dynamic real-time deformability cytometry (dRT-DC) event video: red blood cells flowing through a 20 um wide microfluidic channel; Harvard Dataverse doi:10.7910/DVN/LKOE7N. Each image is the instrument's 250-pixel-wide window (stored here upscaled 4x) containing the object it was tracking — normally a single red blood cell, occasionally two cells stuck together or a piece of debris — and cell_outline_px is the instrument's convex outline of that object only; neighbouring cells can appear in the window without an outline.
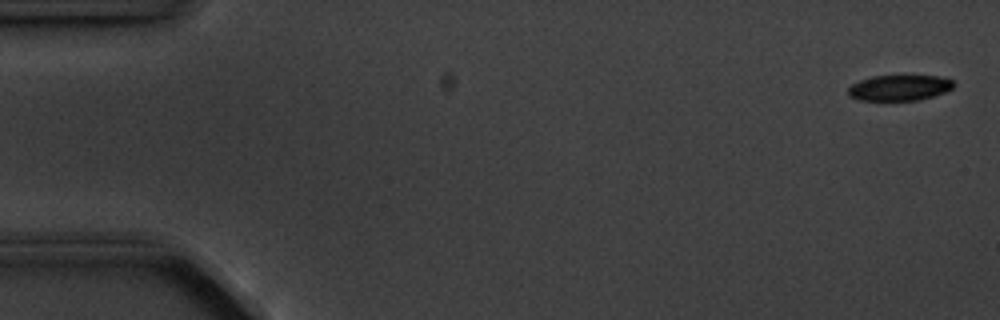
{"species": "common noctule bat (a hibernating species)", "species_latin": "Nyctalus noctula", "temperature_condition": "cold", "stored_images_in_passage": 5, "camera_frame_rate_fps": 3000, "um_per_image_px": 0.085, "animal": {"sex": "male", "body_mass_g": 20.1, "forearm_length_mm": 53.5}, "frame": {"image": 1, "passage_image": 1, "time_ms": 0.0, "image_size_px": [1000, 320], "cell_outline_px": [[956, 84], [952, 88], [944, 92], [932, 96], [916, 100], [856, 100], [848, 96], [848, 88], [852, 84], [860, 80], [872, 76], [936, 76], [952, 80]], "centroid_in_image_um": [76.41, 7.46], "position_along_channel_um": 8.6, "area_um2": 15.66}}
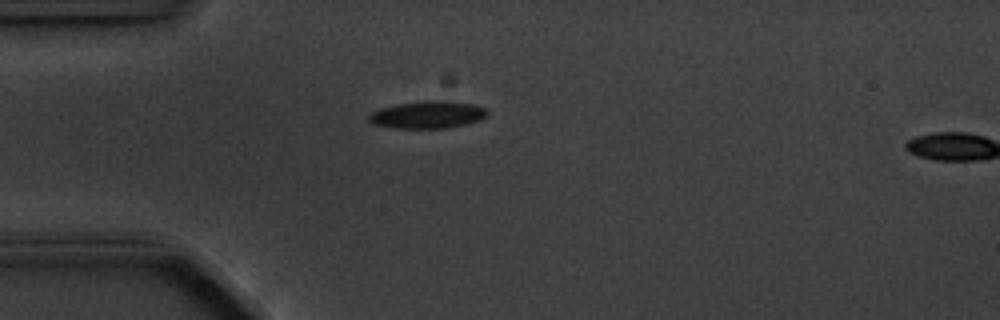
{"frame": {"image": 2, "passage_image": 4, "time_ms": 4.333, "image_size_px": [1000, 320], "cell_outline_px": [[488, 116], [480, 120], [448, 128], [392, 128], [372, 124], [368, 120], [368, 116], [372, 112], [380, 108], [396, 104], [428, 100], [436, 100], [472, 104], [484, 108], [488, 112]], "centroid_in_image_um": [36.32, 9.76], "position_along_channel_um": 48.7, "area_um2": 18.84}}